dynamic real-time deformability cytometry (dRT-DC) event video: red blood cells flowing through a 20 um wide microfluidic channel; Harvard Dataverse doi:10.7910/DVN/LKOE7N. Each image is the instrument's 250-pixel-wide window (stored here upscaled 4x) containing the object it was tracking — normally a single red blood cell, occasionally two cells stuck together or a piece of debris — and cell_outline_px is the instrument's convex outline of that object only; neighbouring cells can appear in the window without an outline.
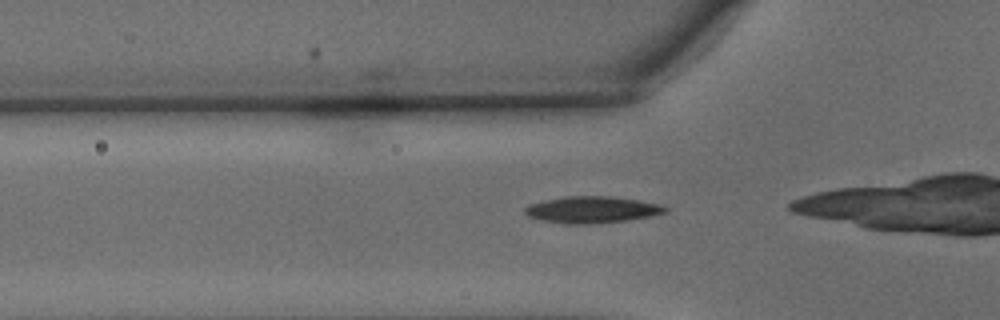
{"species": "common noctule bat (a hibernating species)", "species_latin": "Nyctalus noctula", "temperature_condition": "warm", "stored_images_in_passage": 38, "camera_frame_rate_fps": 3000, "um_per_image_px": 0.085, "animal": {"sex": "male", "body_mass_g": 15.6}, "frame": {"image": 1, "passage_image": 12, "time_ms": 3.667, "image_size_px": [1000, 320], "cell_outline_px": [[668, 212], [652, 216], [628, 220], [588, 224], [568, 224], [540, 220], [528, 216], [524, 212], [524, 208], [528, 204], [544, 200], [568, 196], [612, 196], [660, 204], [668, 208]], "centroid_in_image_um": [50.31, 17.82], "position_along_channel_um": 75.5, "area_um2": 21.85}}
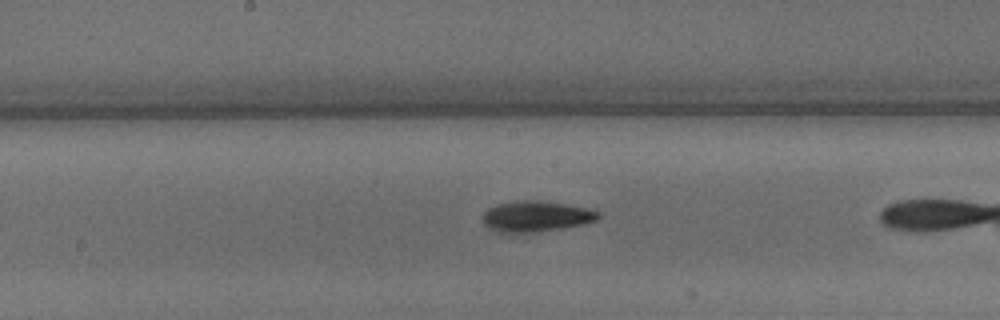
{"frame": {"image": 2, "passage_image": 22, "time_ms": 7.0, "image_size_px": [1000, 320], "cell_outline_px": [[600, 216], [596, 220], [584, 224], [564, 228], [540, 232], [496, 232], [488, 228], [484, 224], [484, 212], [488, 208], [496, 204], [516, 200], [548, 200], [568, 204], [600, 212]], "centroid_in_image_um": [45.56, 18.38], "position_along_channel_um": 202.6, "area_um2": 20.98}}
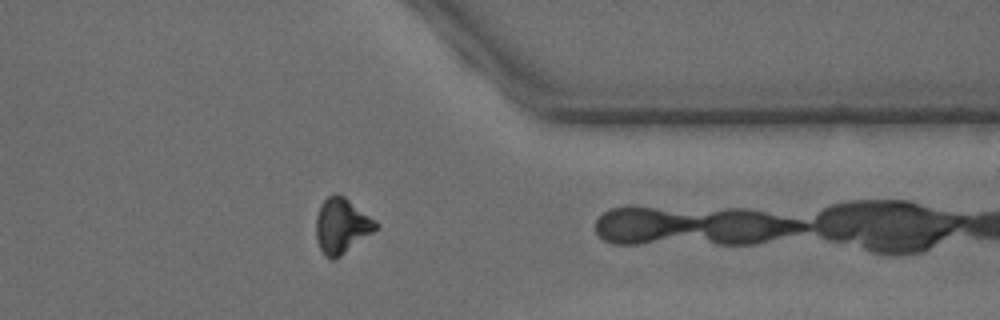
{"frame": {"image": 3, "passage_image": 37, "time_ms": 12.0, "image_size_px": [1000, 320], "cell_outline_px": [[380, 224], [372, 232], [336, 260], [332, 260], [324, 256], [316, 240], [316, 216], [320, 204], [328, 196], [336, 192], [344, 196], [376, 220]], "centroid_in_image_um": [29.02, 19.19], "position_along_channel_um": 382.4, "area_um2": 19.36}}